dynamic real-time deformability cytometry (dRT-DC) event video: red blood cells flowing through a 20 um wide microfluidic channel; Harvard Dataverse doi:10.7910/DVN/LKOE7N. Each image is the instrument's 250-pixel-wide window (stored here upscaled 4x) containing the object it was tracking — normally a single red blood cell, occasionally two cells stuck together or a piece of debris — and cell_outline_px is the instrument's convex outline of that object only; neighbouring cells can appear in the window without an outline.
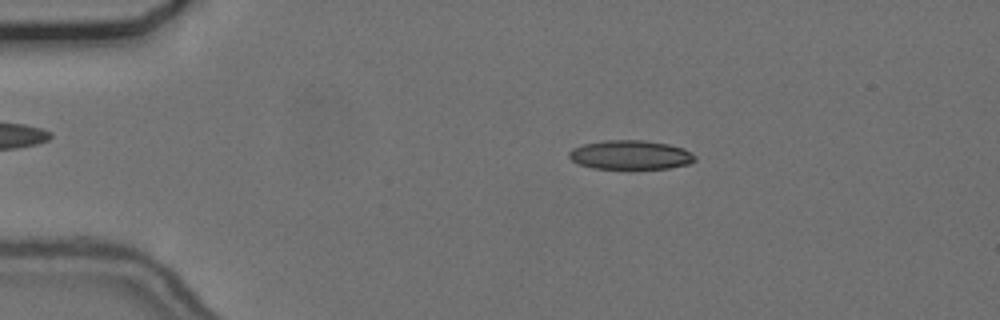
{"species": "common noctule bat (a hibernating species)", "species_latin": "Nyctalus noctula", "temperature_condition": "cold", "stored_images_in_passage": 55, "camera_frame_rate_fps": 3000, "um_per_image_px": 0.085, "animal": {"sex": "female", "body_mass_g": 24.6, "forearm_length_mm": 56.2}, "frame": {"image": 1, "passage_image": 10, "time_ms": 3.0, "image_size_px": [1000, 320], "cell_outline_px": [[696, 160], [688, 164], [668, 168], [628, 172], [592, 168], [580, 164], [572, 160], [568, 156], [568, 152], [572, 148], [584, 144], [604, 140], [644, 140], [668, 144], [684, 148], [696, 156]], "centroid_in_image_um": [53.58, 13.21], "position_along_channel_um": 31.4, "area_um2": 22.37}}
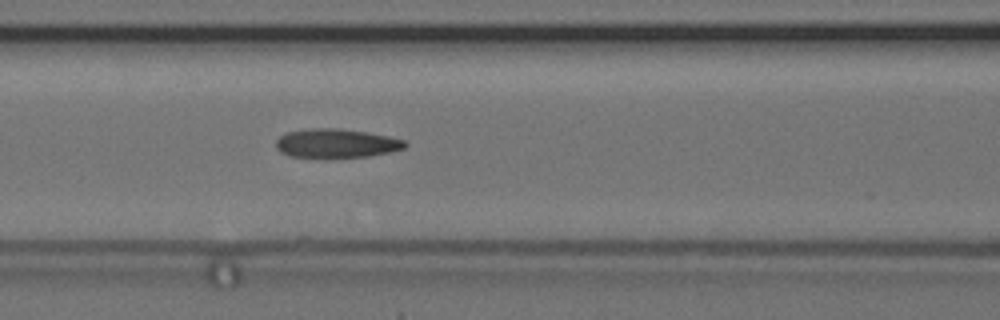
{"frame": {"image": 2, "passage_image": 23, "time_ms": 7.333, "image_size_px": [1000, 320], "cell_outline_px": [[408, 144], [404, 148], [388, 152], [368, 156], [288, 156], [280, 152], [276, 148], [276, 140], [280, 136], [288, 132], [312, 128], [340, 128], [368, 132], [388, 136], [404, 140]], "centroid_in_image_um": [28.58, 12.15], "position_along_channel_um": 138.0, "area_um2": 21.33}}
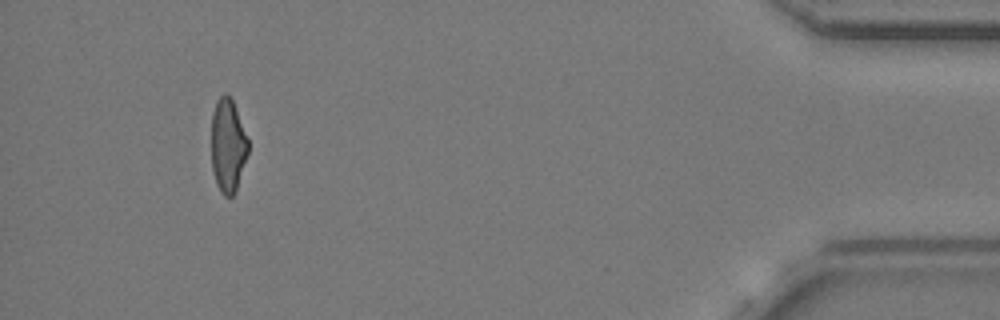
{"frame": {"image": 3, "passage_image": 51, "time_ms": 16.667, "image_size_px": [1000, 320], "cell_outline_px": [[248, 152], [236, 192], [232, 196], [224, 196], [220, 192], [216, 184], [212, 168], [212, 112], [216, 100], [224, 92], [232, 100], [248, 140]], "centroid_in_image_um": [19.36, 12.4], "position_along_channel_um": 415.8, "area_um2": 19.94}, "authors_computed_cell_mechanics": {"area_um2": 21.675, "velocity_mm_per_s": 3.7136, "shape_relaxation_time_tau1_ms": 8.0888, "shape_relaxation_time_tau2_ms": 2.9001, "deformation_change_tau1": 0.1911, "deformation_change_tau2": 0.1267}}